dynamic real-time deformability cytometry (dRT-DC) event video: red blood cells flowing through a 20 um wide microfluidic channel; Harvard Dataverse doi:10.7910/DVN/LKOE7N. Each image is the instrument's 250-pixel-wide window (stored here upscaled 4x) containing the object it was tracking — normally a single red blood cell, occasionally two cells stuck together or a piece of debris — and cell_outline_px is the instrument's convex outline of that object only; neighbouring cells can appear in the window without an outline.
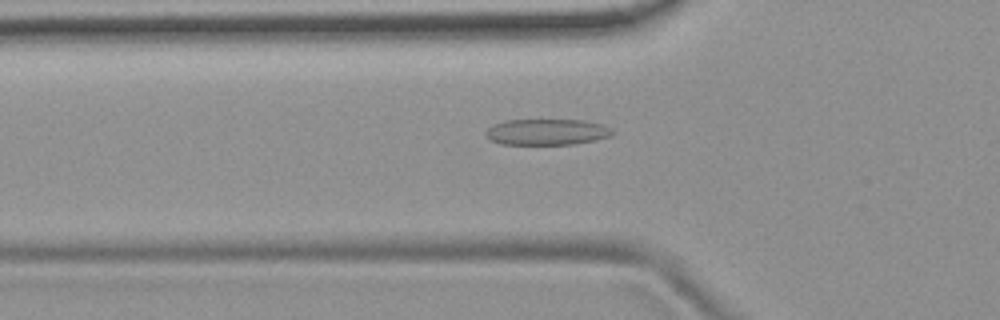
{"species": "common noctule bat (a hibernating species)", "species_latin": "Nyctalus noctula", "temperature_condition": "room temperature", "stored_images_in_passage": 53, "camera_frame_rate_fps": 3000, "um_per_image_px": 0.085, "animal": {"sex": "female", "body_mass_g": 19.9}, "frame": {"image": 1, "passage_image": 18, "time_ms": 5.667, "image_size_px": [1000, 320], "cell_outline_px": [[616, 132], [612, 136], [596, 140], [572, 144], [500, 144], [488, 140], [484, 136], [484, 132], [488, 128], [504, 120], [584, 120], [604, 124], [612, 128]], "centroid_in_image_um": [46.5, 11.22], "position_along_channel_um": 79.3, "area_um2": 19.54}}
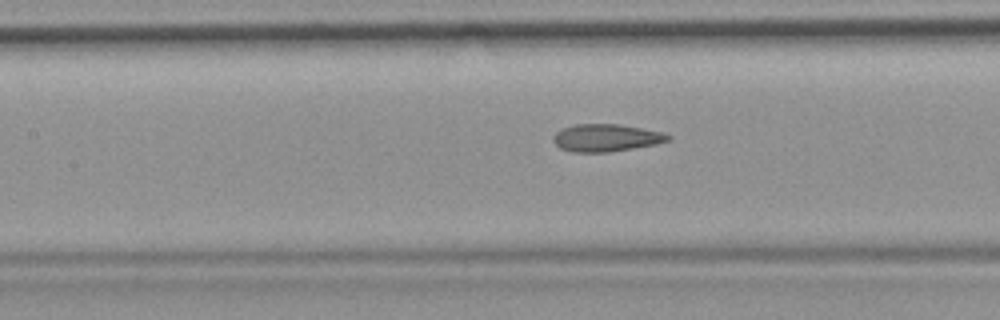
{"frame": {"image": 2, "passage_image": 24, "time_ms": 7.667, "image_size_px": [1000, 320], "cell_outline_px": [[672, 140], [656, 144], [608, 152], [572, 152], [560, 148], [552, 140], [552, 136], [556, 132], [564, 128], [576, 124], [616, 124], [664, 132], [672, 136]], "centroid_in_image_um": [51.53, 11.71], "position_along_channel_um": 155.9, "area_um2": 18.32}}
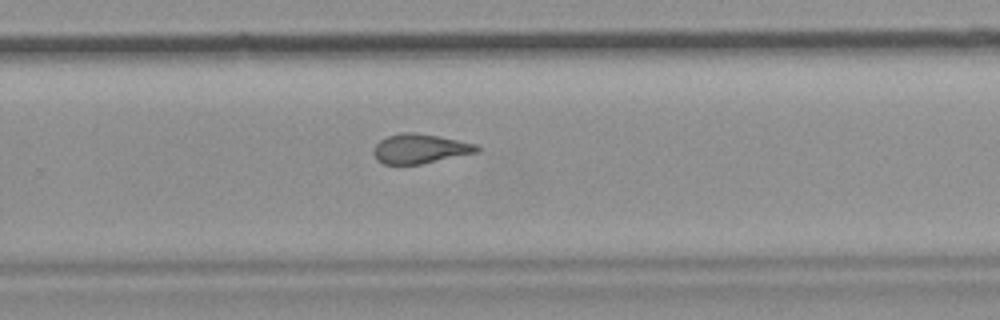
{"frame": {"image": 3, "passage_image": 35, "time_ms": 11.333, "image_size_px": [1000, 320], "cell_outline_px": [[480, 152], [420, 164], [384, 164], [376, 160], [372, 152], [376, 144], [380, 140], [388, 136], [400, 132], [416, 132], [476, 144], [480, 148]], "centroid_in_image_um": [35.68, 12.64], "position_along_channel_um": 294.1, "area_um2": 17.74}, "authors_computed_cell_mechanics": {"area_um2": 18.9584, "velocity_mm_per_s": 3.7936, "shape_relaxation_time_tau1_ms": null, "shape_relaxation_time_tau2_ms": 1.8023, "deformation_change_tau1": null, "deformation_change_tau2": 0.1065}}